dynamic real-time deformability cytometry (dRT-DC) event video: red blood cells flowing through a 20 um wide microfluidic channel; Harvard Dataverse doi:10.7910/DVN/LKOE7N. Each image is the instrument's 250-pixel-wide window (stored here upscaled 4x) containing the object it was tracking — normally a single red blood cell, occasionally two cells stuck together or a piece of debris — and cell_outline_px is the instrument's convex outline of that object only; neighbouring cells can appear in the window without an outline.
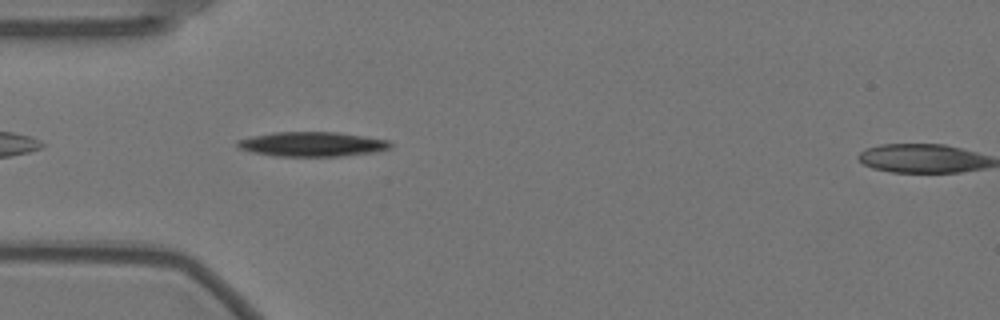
{"species": "Egyptian fruit bat (a non-hibernating species)", "species_latin": "Rousettus aegyptiacus", "temperature_condition": "warm", "stored_images_in_passage": 2, "camera_frame_rate_fps": 3000, "um_per_image_px": 0.085, "animal": {"sex": "female"}, "frame": {"image": 1, "passage_image": 1, "time_ms": 0.0, "image_size_px": [1000, 320], "cell_outline_px": [[392, 148], [372, 152], [340, 156], [276, 156], [252, 152], [236, 148], [236, 140], [252, 136], [272, 132], [336, 132], [364, 136], [388, 140], [392, 144]], "centroid_in_image_um": [26.48, 12.25], "position_along_channel_um": 58.5, "area_um2": 21.96}}